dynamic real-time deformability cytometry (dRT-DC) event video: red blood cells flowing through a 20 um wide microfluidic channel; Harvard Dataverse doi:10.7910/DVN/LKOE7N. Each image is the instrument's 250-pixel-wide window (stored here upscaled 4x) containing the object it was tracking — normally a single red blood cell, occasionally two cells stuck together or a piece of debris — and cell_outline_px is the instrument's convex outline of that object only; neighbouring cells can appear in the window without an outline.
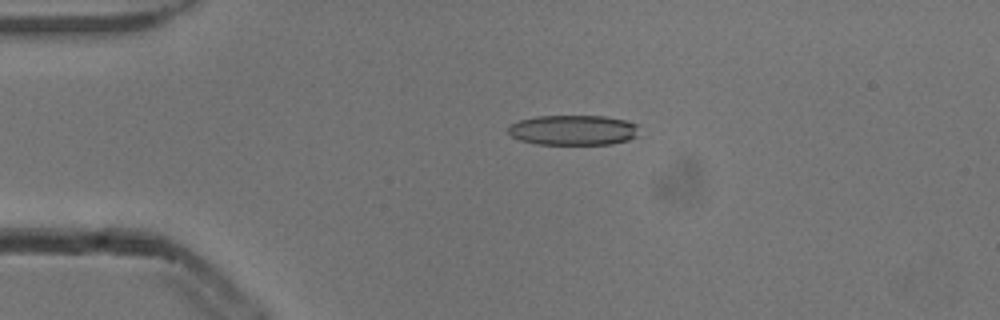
{"species": "common noctule bat (a hibernating species)", "species_latin": "Nyctalus noctula", "temperature_condition": "cold", "stored_images_in_passage": 4, "camera_frame_rate_fps": 3000, "um_per_image_px": 0.085, "animal": {"sex": "male", "body_mass_g": 13.3}, "frame": {"image": 1, "passage_image": 3, "time_ms": 0.667, "image_size_px": [1000, 320], "cell_outline_px": [[636, 136], [628, 140], [612, 144], [536, 144], [520, 140], [512, 136], [508, 132], [508, 124], [520, 120], [536, 116], [604, 116], [624, 120], [636, 124]], "centroid_in_image_um": [48.67, 11.06], "position_along_channel_um": 36.3, "area_um2": 22.89}}